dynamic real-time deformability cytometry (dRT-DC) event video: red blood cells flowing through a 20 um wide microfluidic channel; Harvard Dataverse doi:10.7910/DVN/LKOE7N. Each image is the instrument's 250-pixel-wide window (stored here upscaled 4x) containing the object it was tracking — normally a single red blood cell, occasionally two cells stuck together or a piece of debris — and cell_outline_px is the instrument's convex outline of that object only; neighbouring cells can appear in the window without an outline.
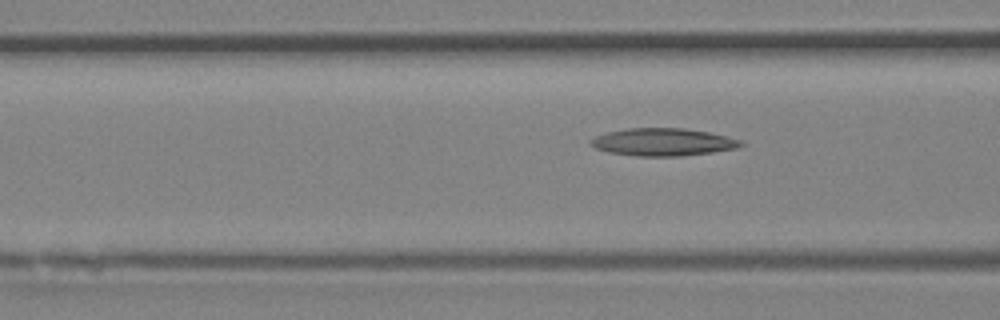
{"species": "Egyptian fruit bat (a non-hibernating species)", "species_latin": "Rousettus aegyptiacus", "temperature_condition": "room temperature", "stored_images_in_passage": 8, "segment_of_instrument_passage": [2, 2], "camera_frame_rate_fps": 3000, "um_per_image_px": 0.085, "animal": {"sex": "female"}, "frame": {"image": 1, "passage_image": 8, "time_ms": 2.333, "image_size_px": [1000, 320], "cell_outline_px": [[744, 144], [736, 148], [712, 152], [680, 156], [636, 156], [608, 152], [596, 148], [588, 144], [588, 140], [596, 136], [608, 132], [628, 128], [684, 128], [708, 132], [728, 136], [740, 140]], "centroid_in_image_um": [56.32, 12.07], "position_along_channel_um": 110.3, "area_um2": 24.1}}